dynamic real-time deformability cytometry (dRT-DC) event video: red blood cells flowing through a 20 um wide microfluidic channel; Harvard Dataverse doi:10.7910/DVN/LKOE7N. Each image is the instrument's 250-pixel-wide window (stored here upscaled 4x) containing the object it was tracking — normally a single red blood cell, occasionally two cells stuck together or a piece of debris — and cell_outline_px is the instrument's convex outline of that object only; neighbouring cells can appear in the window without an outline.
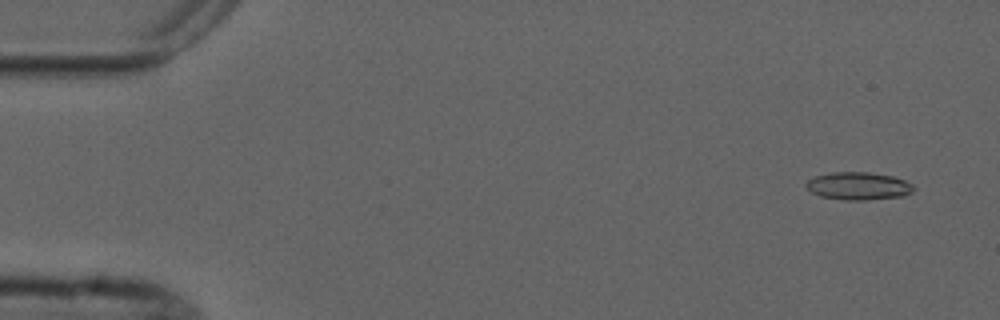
{"species": "common noctule bat (a hibernating species)", "species_latin": "Nyctalus noctula", "temperature_condition": "cold", "stored_images_in_passage": 4, "camera_frame_rate_fps": 3000, "um_per_image_px": 0.085, "animal": {"sex": "male", "forearm_length_mm": 52.5}, "frame": {"image": 1, "passage_image": 1, "time_ms": 0.0, "image_size_px": [1000, 320], "cell_outline_px": [[916, 188], [912, 192], [904, 196], [868, 200], [844, 200], [820, 196], [812, 192], [804, 184], [808, 180], [816, 176], [832, 172], [868, 172], [892, 176], [904, 180], [912, 184]], "centroid_in_image_um": [72.99, 15.81], "position_along_channel_um": 12.0, "area_um2": 17.4}}